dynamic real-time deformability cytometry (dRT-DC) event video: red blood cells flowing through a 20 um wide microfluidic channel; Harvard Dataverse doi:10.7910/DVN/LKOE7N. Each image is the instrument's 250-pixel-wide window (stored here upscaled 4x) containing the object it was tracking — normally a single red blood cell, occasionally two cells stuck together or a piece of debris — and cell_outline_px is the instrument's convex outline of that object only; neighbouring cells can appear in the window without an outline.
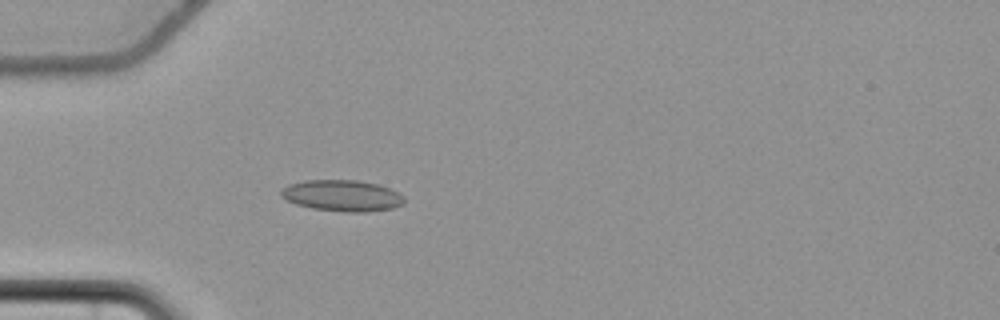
{"species": "common noctule bat (a hibernating species)", "species_latin": "Nyctalus noctula", "temperature_condition": "cold", "stored_images_in_passage": 49, "camera_frame_rate_fps": 3000, "um_per_image_px": 0.085, "animal": {"sex": "female", "body_mass_g": 22.7, "forearm_length_mm": 54.2}, "frame": {"image": 1, "passage_image": 10, "time_ms": 3.0, "image_size_px": [1000, 320], "cell_outline_px": [[404, 204], [392, 208], [368, 212], [344, 212], [312, 208], [296, 204], [280, 196], [280, 192], [288, 184], [304, 180], [356, 180], [376, 184], [388, 188], [404, 196]], "centroid_in_image_um": [29.07, 16.63], "position_along_channel_um": 55.9, "area_um2": 22.37}}
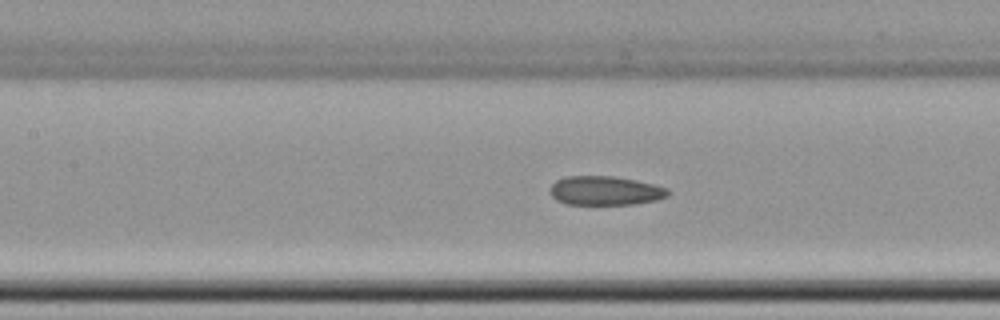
{"frame": {"image": 2, "passage_image": 19, "time_ms": 6.0, "image_size_px": [1000, 320], "cell_outline_px": [[672, 192], [668, 196], [656, 200], [636, 204], [564, 204], [556, 200], [548, 192], [552, 184], [556, 180], [564, 176], [612, 176], [636, 180], [668, 188]], "centroid_in_image_um": [51.43, 16.21], "position_along_channel_um": 156.0, "area_um2": 20.17}}
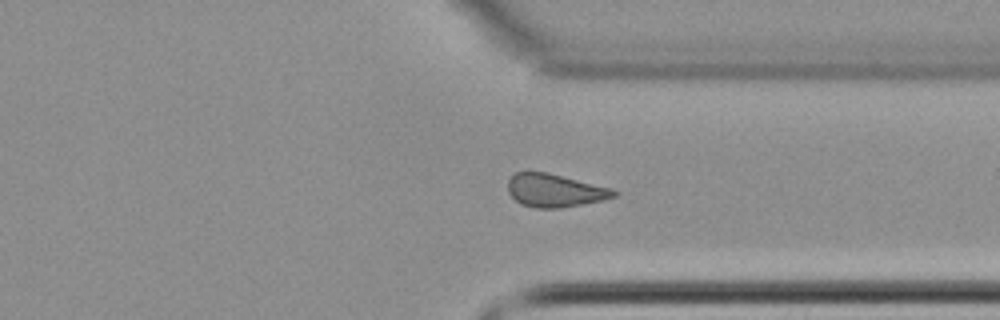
{"frame": {"image": 3, "passage_image": 36, "time_ms": 11.667, "image_size_px": [1000, 320], "cell_outline_px": [[620, 192], [616, 196], [604, 200], [560, 208], [536, 208], [520, 204], [508, 192], [508, 180], [516, 172], [548, 172], [612, 188]], "centroid_in_image_um": [47.19, 16.19], "position_along_channel_um": 364.2, "area_um2": 20.52}, "authors_computed_cell_mechanics": {"area_um2": 20.7502, "velocity_mm_per_s": 3.6697, "shape_relaxation_time_tau1_ms": null, "shape_relaxation_time_tau2_ms": 4.0512, "deformation_change_tau1": null, "deformation_change_tau2": 0.1055}}